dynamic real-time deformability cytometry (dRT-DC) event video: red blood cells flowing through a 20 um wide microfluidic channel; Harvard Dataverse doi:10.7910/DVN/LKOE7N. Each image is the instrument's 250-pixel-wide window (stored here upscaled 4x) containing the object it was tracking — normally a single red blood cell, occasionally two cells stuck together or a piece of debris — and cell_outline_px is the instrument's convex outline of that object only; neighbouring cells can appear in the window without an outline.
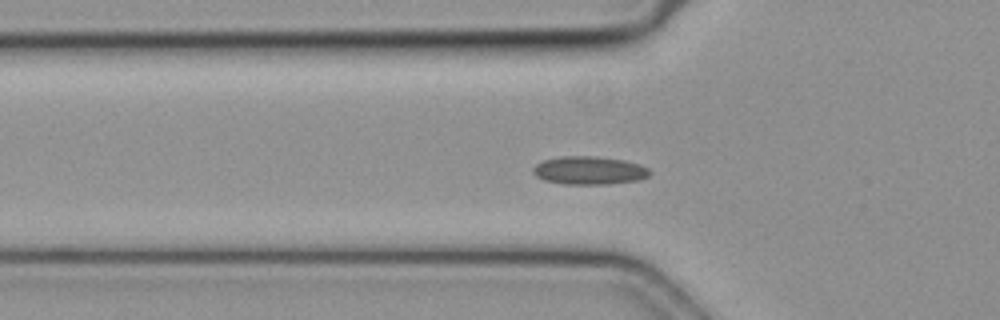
{"species": "common noctule bat (a hibernating species)", "species_latin": "Nyctalus noctula", "temperature_condition": "cold", "stored_images_in_passage": 38, "camera_frame_rate_fps": 3000, "um_per_image_px": 0.085, "animal": {"sex": "female", "body_mass_g": 19.3, "forearm_length_mm": 54.1}, "frame": {"image": 1, "passage_image": 15, "time_ms": 4.667, "image_size_px": [1000, 320], "cell_outline_px": [[652, 172], [648, 176], [640, 180], [608, 184], [564, 184], [544, 180], [536, 176], [532, 172], [532, 168], [536, 164], [544, 160], [560, 156], [596, 156], [624, 160], [640, 164], [648, 168]], "centroid_in_image_um": [50.09, 14.48], "position_along_channel_um": 75.7, "area_um2": 19.31}}
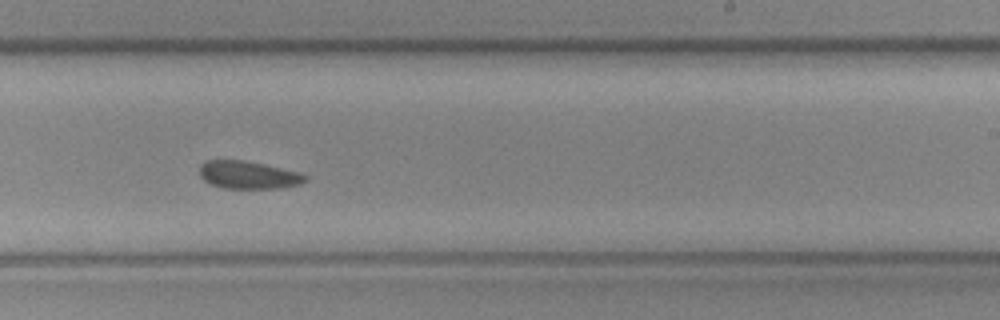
{"frame": {"image": 2, "passage_image": 29, "time_ms": 9.333, "image_size_px": [1000, 320], "cell_outline_px": [[308, 180], [300, 184], [280, 188], [224, 188], [212, 184], [204, 180], [200, 176], [200, 164], [204, 160], [240, 160], [264, 164], [300, 172], [308, 176]], "centroid_in_image_um": [21.12, 14.86], "position_along_channel_um": 267.9, "area_um2": 17.11}}
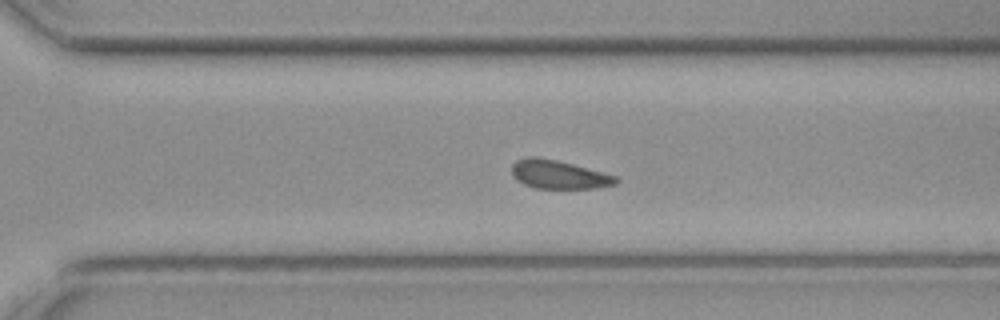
{"frame": {"image": 3, "passage_image": 33, "time_ms": 10.667, "image_size_px": [1000, 320], "cell_outline_px": [[620, 180], [616, 184], [596, 188], [536, 188], [524, 184], [516, 180], [512, 172], [512, 164], [516, 160], [528, 156], [556, 160], [620, 176]], "centroid_in_image_um": [47.53, 14.84], "position_along_channel_um": 323.1, "area_um2": 17.34}}